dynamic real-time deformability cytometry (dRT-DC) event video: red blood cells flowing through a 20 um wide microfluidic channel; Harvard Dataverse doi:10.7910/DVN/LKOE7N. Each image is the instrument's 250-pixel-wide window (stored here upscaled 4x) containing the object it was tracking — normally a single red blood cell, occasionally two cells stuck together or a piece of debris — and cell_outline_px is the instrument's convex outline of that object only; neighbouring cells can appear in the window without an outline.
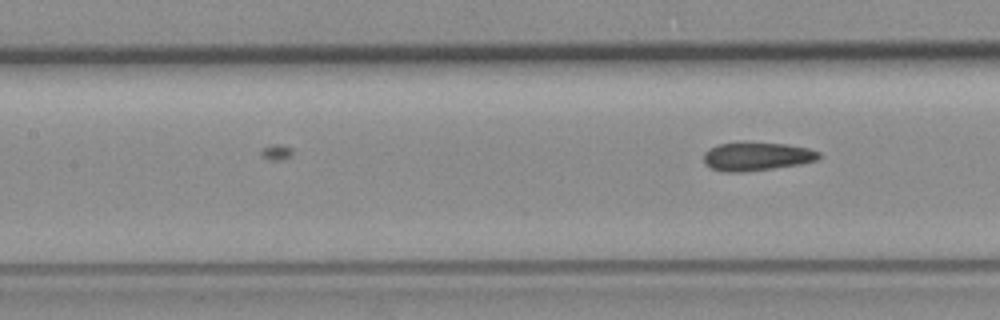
{"species": "common noctule bat (a hibernating species)", "species_latin": "Nyctalus noctula", "temperature_condition": "room temperature", "stored_images_in_passage": 6, "camera_frame_rate_fps": 3000, "um_per_image_px": 0.085, "animal": {"sex": "female", "body_mass_g": 19.3, "forearm_length_mm": 54.1}, "frame": {"image": 1, "passage_image": 6, "time_ms": 1.667, "image_size_px": [1000, 320], "cell_outline_px": [[820, 156], [816, 160], [800, 164], [772, 168], [740, 172], [728, 172], [712, 168], [704, 160], [704, 152], [708, 148], [720, 144], [788, 144], [808, 148], [820, 152]], "centroid_in_image_um": [64.34, 13.31], "position_along_channel_um": 143.1, "area_um2": 18.38}}